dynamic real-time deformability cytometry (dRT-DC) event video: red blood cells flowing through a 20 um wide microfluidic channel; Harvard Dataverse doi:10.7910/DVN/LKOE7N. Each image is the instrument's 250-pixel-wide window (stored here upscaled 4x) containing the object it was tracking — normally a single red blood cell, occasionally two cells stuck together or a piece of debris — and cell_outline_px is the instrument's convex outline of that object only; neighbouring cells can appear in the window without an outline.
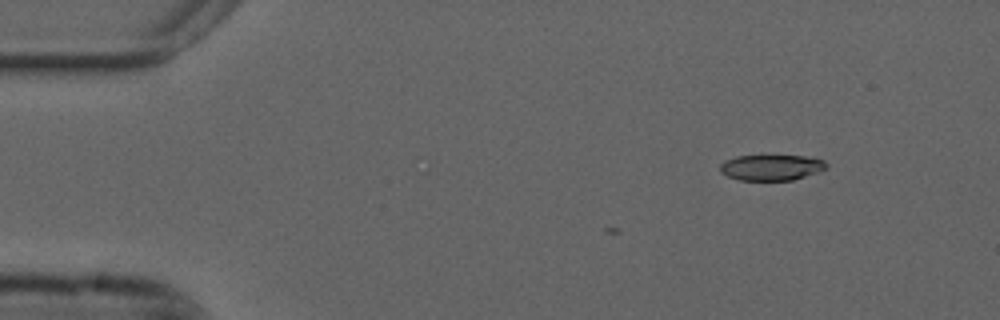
{"species": "common noctule bat (a hibernating species)", "species_latin": "Nyctalus noctula", "temperature_condition": "cold", "stored_images_in_passage": 4, "camera_frame_rate_fps": 3000, "um_per_image_px": 0.085, "animal": {"sex": "male", "forearm_length_mm": 52.5}, "frame": {"image": 1, "passage_image": 1, "time_ms": 0.0, "image_size_px": [1000, 320], "cell_outline_px": [[828, 168], [792, 180], [740, 180], [728, 176], [720, 172], [720, 164], [724, 160], [736, 156], [804, 156], [824, 160], [828, 164]], "centroid_in_image_um": [65.55, 14.23], "position_along_channel_um": 19.5, "area_um2": 15.84}}